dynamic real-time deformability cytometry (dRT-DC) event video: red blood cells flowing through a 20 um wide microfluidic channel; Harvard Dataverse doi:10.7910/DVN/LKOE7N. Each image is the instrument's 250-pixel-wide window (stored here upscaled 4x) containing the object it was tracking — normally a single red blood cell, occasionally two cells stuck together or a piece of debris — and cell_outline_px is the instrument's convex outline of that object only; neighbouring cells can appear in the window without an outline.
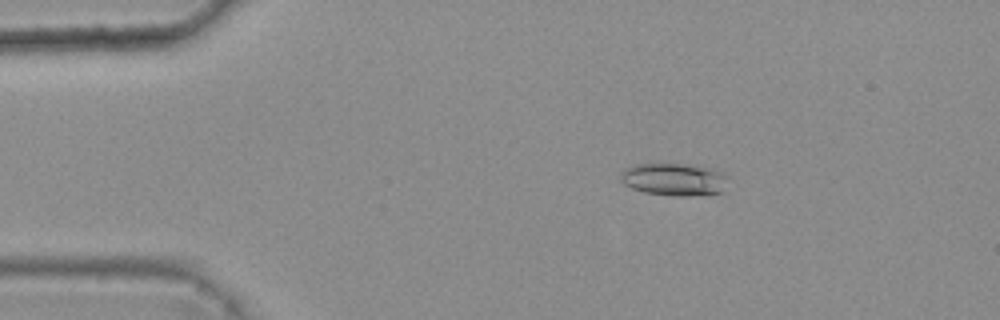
{"species": "common noctule bat (a hibernating species)", "species_latin": "Nyctalus noctula", "temperature_condition": "warm", "stored_images_in_passage": 4, "camera_frame_rate_fps": 3000, "um_per_image_px": 0.085, "animal": {"sex": "female", "body_mass_g": 25.1}, "frame": {"image": 1, "passage_image": 3, "time_ms": 0.667, "image_size_px": [1000, 320], "cell_outline_px": [[728, 176], [720, 192], [688, 196], [676, 196], [644, 192], [632, 188], [624, 184], [620, 180], [620, 172], [624, 168], [636, 164], [660, 160], [712, 168]], "centroid_in_image_um": [57.2, 15.19], "position_along_channel_um": 27.8, "area_um2": 20.92}}